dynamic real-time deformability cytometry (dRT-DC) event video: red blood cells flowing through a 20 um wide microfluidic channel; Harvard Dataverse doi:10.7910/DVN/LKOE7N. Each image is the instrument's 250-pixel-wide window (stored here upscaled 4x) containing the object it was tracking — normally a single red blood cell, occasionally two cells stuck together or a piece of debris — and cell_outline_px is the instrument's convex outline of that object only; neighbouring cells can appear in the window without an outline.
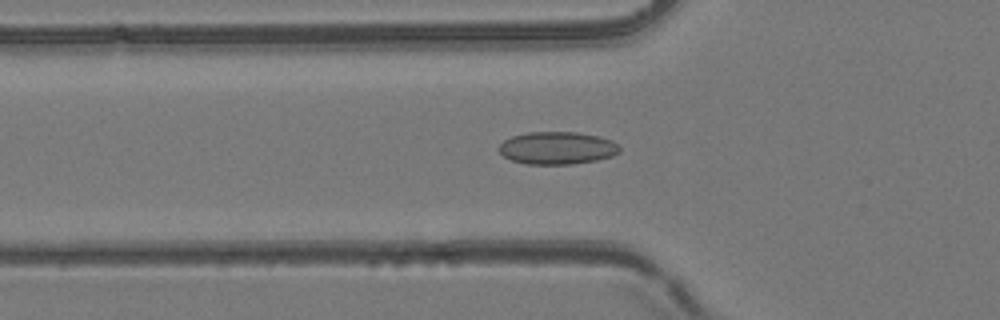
{"species": "common noctule bat (a hibernating species)", "species_latin": "Nyctalus noctula", "temperature_condition": "room temperature", "stored_images_in_passage": 53, "camera_frame_rate_fps": 3000, "um_per_image_px": 0.085, "animal": {"sex": "female", "body_mass_g": 24.6, "forearm_length_mm": 56.2}, "frame": {"image": 1, "passage_image": 18, "time_ms": 5.667, "image_size_px": [1000, 320], "cell_outline_px": [[620, 152], [612, 156], [596, 160], [572, 164], [528, 164], [512, 160], [504, 156], [496, 148], [504, 140], [512, 136], [528, 132], [576, 132], [600, 136], [612, 140], [620, 148]], "centroid_in_image_um": [47.36, 12.57], "position_along_channel_um": 78.4, "area_um2": 22.95}}
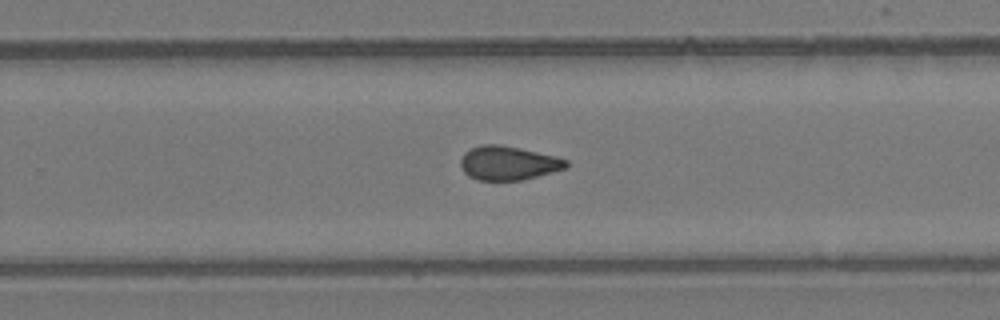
{"frame": {"image": 2, "passage_image": 34, "time_ms": 11.0, "image_size_px": [1000, 320], "cell_outline_px": [[568, 164], [564, 168], [552, 172], [520, 180], [480, 180], [468, 176], [464, 172], [460, 164], [460, 160], [464, 152], [480, 144], [500, 144], [520, 148], [556, 156], [568, 160]], "centroid_in_image_um": [43.17, 13.84], "position_along_channel_um": 286.6, "area_um2": 20.81}}
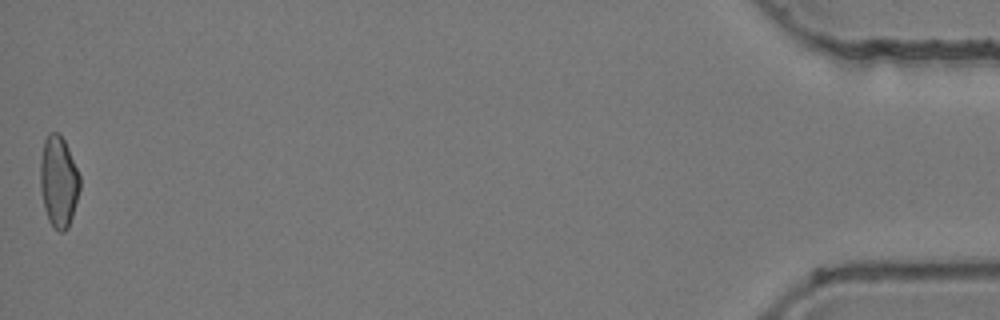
{"frame": {"image": 3, "passage_image": 53, "time_ms": 17.333, "image_size_px": [1000, 320], "cell_outline_px": [[80, 188], [72, 216], [68, 228], [64, 232], [60, 232], [48, 220], [44, 208], [40, 188], [40, 160], [44, 140], [48, 132], [60, 132], [68, 148], [80, 176]], "centroid_in_image_um": [4.97, 15.4], "position_along_channel_um": 430.2, "area_um2": 21.1}, "authors_computed_cell_mechanics": {"area_um2": 21.1548, "velocity_mm_per_s": 3.8854, "shape_relaxation_time_tau1_ms": null, "shape_relaxation_time_tau2_ms": 2.0816, "deformation_change_tau1": null, "deformation_change_tau2": 0.0791}}